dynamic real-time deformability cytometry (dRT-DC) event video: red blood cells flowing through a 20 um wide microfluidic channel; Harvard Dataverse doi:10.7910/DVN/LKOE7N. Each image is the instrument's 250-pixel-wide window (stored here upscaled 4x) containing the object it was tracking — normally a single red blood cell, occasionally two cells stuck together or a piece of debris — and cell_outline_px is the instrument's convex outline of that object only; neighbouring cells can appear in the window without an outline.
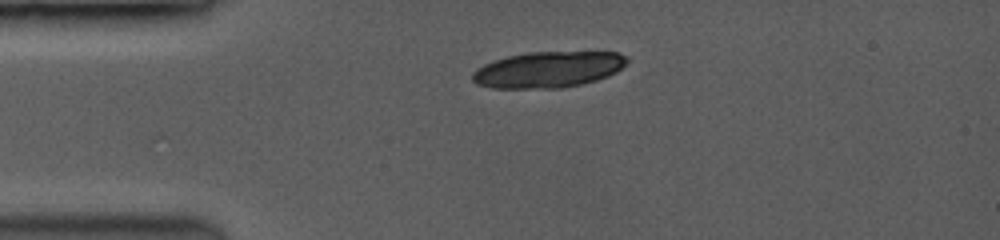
{"species": "common noctule bat (a hibernating species)", "species_latin": "Nyctalus noctula", "temperature_condition": "room temperature", "stored_images_in_passage": 37, "camera_frame_rate_fps": 3500, "um_per_image_px": 0.085, "animal": {"sex": "female", "body_mass_g": 19.0, "forearm_length_mm": 53.3}, "frame": {"image": 1, "passage_image": 1, "time_ms": 0.0, "image_size_px": [1000, 240], "cell_outline_px": [[628, 60], [616, 72], [608, 76], [596, 80], [580, 84], [556, 88], [496, 88], [476, 84], [472, 80], [472, 72], [484, 64], [508, 56], [532, 52], [616, 52], [624, 56]], "centroid_in_image_um": [46.57, 5.91], "position_along_channel_um": 38.4, "area_um2": 32.08}}